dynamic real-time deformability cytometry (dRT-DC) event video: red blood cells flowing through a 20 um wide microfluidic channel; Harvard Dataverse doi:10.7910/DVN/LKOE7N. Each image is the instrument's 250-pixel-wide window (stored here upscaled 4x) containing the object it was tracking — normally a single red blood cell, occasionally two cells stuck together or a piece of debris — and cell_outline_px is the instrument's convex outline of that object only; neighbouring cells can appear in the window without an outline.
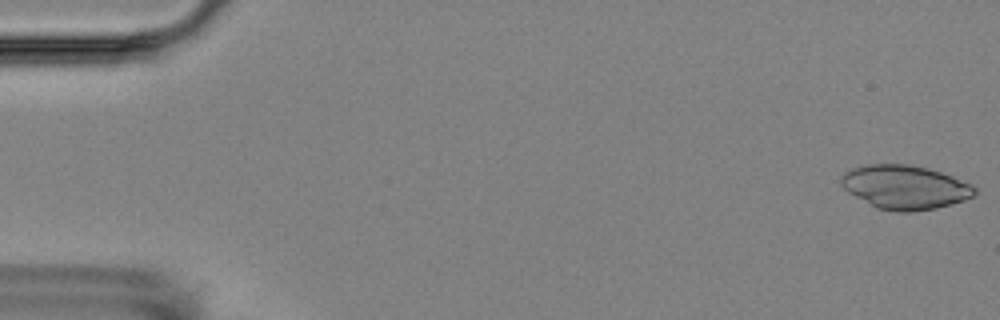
{"species": "Egyptian fruit bat (a non-hibernating species)", "species_latin": "Rousettus aegyptiacus", "temperature_condition": "room temperature", "stored_images_in_passage": 6, "camera_frame_rate_fps": 3000, "um_per_image_px": 0.085, "animal": {"sex": "female"}, "frame": {"image": 1, "passage_image": 1, "time_ms": 0.0, "image_size_px": [1000, 320], "cell_outline_px": [[976, 192], [972, 196], [964, 200], [936, 208], [912, 212], [896, 212], [876, 208], [848, 192], [840, 184], [840, 176], [844, 172], [852, 168], [868, 164], [908, 164], [928, 168], [952, 176], [972, 184], [976, 188]], "centroid_in_image_um": [76.9, 15.91], "position_along_channel_um": 8.1, "area_um2": 34.28}}